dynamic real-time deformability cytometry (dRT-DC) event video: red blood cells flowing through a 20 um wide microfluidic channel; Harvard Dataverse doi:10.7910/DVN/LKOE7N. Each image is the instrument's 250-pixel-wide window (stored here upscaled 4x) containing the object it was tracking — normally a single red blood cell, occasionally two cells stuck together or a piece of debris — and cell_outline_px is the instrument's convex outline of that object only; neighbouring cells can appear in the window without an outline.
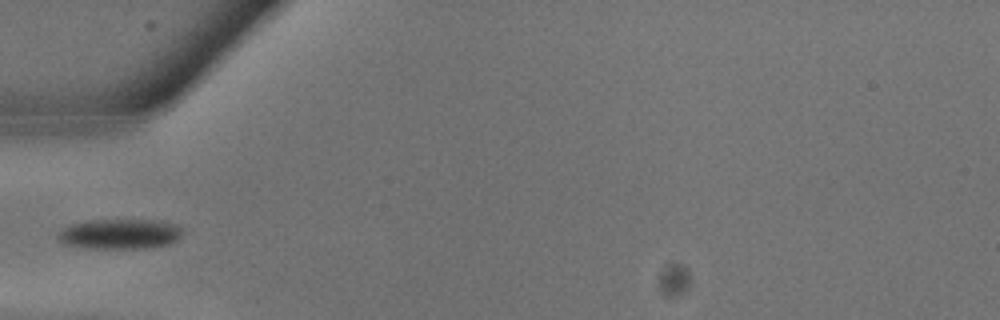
{"species": "common noctule bat (a hibernating species)", "species_latin": "Nyctalus noctula", "temperature_condition": "warm", "stored_images_in_passage": 8, "camera_frame_rate_fps": 3000, "um_per_image_px": 0.085, "animal": {"sex": "male", "body_mass_g": 13.3}, "frame": {"image": 1, "passage_image": 4, "time_ms": 1.0, "image_size_px": [1000, 320], "cell_outline_px": [[180, 236], [172, 244], [156, 248], [88, 248], [60, 244], [56, 236], [64, 228], [72, 224], [88, 220], [152, 220], [172, 224], [180, 228]], "centroid_in_image_um": [10.14, 19.91], "position_along_channel_um": 74.9, "area_um2": 21.85}}
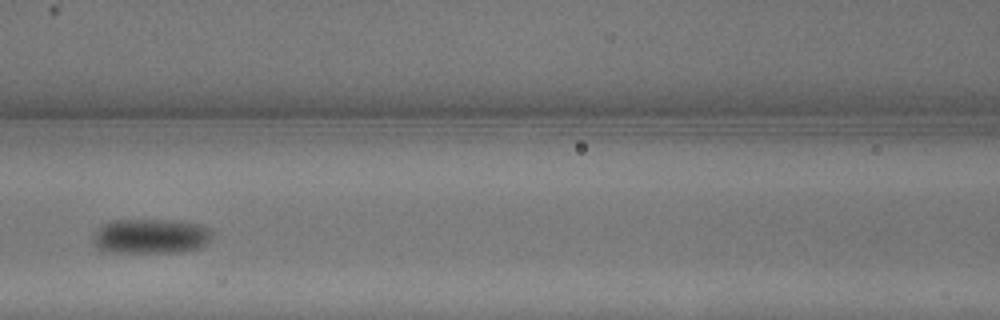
{"frame": {"image": 2, "passage_image": 7, "time_ms": 2.0, "image_size_px": [1000, 320], "cell_outline_px": [[212, 236], [208, 244], [200, 248], [180, 252], [112, 252], [96, 248], [92, 244], [92, 240], [100, 224], [112, 220], [172, 220], [196, 224], [212, 228]], "centroid_in_image_um": [12.82, 20.08], "position_along_channel_um": 153.8, "area_um2": 24.45}}